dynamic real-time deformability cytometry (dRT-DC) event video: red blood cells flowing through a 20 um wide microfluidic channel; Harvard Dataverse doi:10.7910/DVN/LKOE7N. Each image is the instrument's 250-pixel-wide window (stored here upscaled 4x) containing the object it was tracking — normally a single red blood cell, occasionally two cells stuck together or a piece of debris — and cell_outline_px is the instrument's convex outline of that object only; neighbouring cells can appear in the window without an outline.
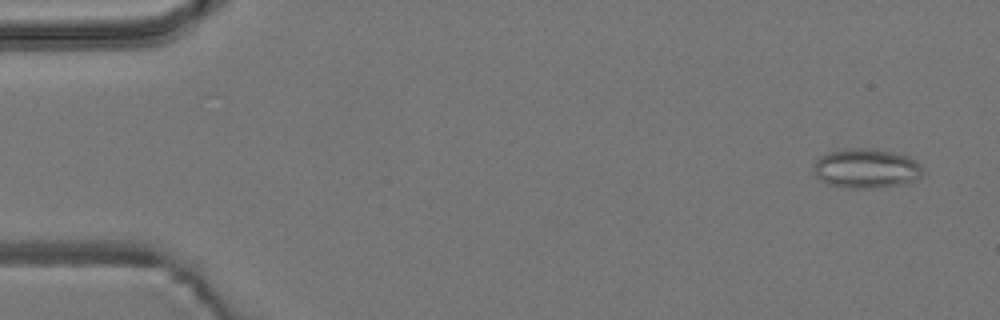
{"species": "common noctule bat (a hibernating species)", "species_latin": "Nyctalus noctula", "temperature_condition": "room temperature", "stored_images_in_passage": 6, "camera_frame_rate_fps": 3000, "um_per_image_px": 0.085, "animal": {"sex": "male", "body_mass_g": 19.2, "forearm_length_mm": 51.8}, "frame": {"image": 1, "passage_image": 3, "time_ms": 0.667, "image_size_px": [1000, 320], "cell_outline_px": [[924, 172], [916, 180], [904, 184], [880, 188], [848, 188], [828, 184], [820, 180], [816, 176], [816, 160], [820, 156], [828, 152], [852, 148], [872, 148], [892, 152], [908, 156], [916, 160], [920, 164]], "centroid_in_image_um": [73.68, 14.32], "position_along_channel_um": 11.3, "area_um2": 25.2}}